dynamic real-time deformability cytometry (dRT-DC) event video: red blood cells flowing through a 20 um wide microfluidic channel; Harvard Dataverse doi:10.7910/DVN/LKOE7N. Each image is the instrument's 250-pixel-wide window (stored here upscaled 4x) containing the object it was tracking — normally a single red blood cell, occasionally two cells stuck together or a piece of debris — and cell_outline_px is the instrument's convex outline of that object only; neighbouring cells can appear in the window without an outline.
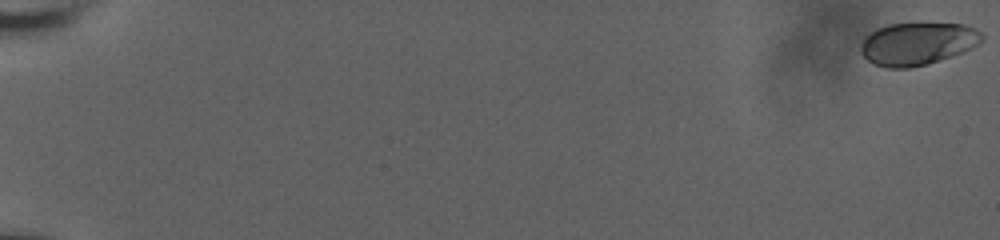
{"species": "human", "species_latin": "Homo sapiens", "temperature_condition": "room temperature", "stored_images_in_passage": 60, "camera_frame_rate_fps": 3000, "um_per_image_px": 0.085, "donor": {"sex": "male"}, "frame": {"image": 1, "passage_image": 1, "time_ms": 0.0, "image_size_px": [1000, 240], "cell_outline_px": [[984, 40], [960, 52], [940, 60], [928, 64], [908, 68], [888, 68], [872, 64], [860, 52], [860, 44], [864, 36], [888, 24], [964, 24], [976, 28], [984, 36]], "centroid_in_image_um": [77.95, 3.72], "position_along_channel_um": 7.1, "area_um2": 29.82}}
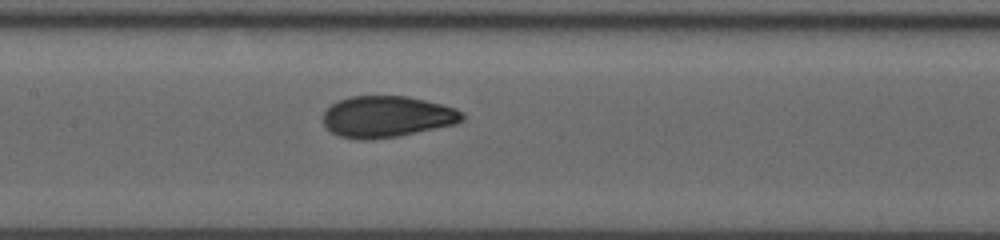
{"frame": {"image": 2, "passage_image": 33, "time_ms": 10.667, "image_size_px": [1000, 240], "cell_outline_px": [[464, 120], [456, 124], [400, 136], [368, 140], [360, 140], [340, 136], [332, 132], [324, 124], [324, 112], [332, 104], [340, 100], [352, 96], [408, 96], [456, 108], [464, 112]], "centroid_in_image_um": [32.93, 9.92], "position_along_channel_um": 174.5, "area_um2": 33.52}}
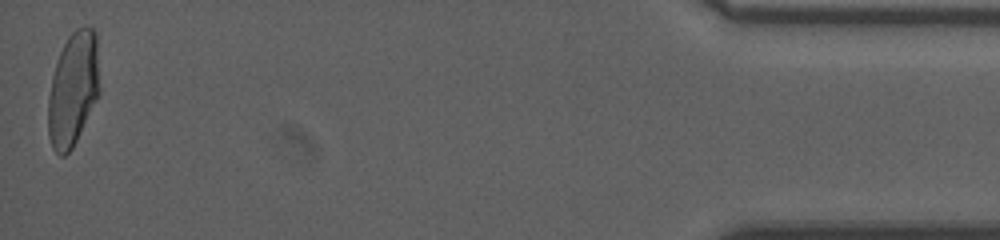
{"frame": {"image": 3, "passage_image": 60, "time_ms": 19.667, "image_size_px": [1000, 240], "cell_outline_px": [[100, 92], [72, 148], [64, 156], [60, 156], [52, 148], [48, 136], [48, 96], [52, 76], [56, 60], [68, 36], [76, 28], [92, 28], [96, 32], [100, 88]], "centroid_in_image_um": [6.2, 7.57], "position_along_channel_um": 429.0, "area_um2": 34.16}, "authors_computed_cell_mechanics": {"area_um2": 32.5992, "velocity_mm_per_s": 3.7322, "shape_relaxation_time_tau1_ms": 4.9729, "shape_relaxation_time_tau2_ms": null, "deformation_change_tau1": 0.1855, "deformation_change_tau2": null}}